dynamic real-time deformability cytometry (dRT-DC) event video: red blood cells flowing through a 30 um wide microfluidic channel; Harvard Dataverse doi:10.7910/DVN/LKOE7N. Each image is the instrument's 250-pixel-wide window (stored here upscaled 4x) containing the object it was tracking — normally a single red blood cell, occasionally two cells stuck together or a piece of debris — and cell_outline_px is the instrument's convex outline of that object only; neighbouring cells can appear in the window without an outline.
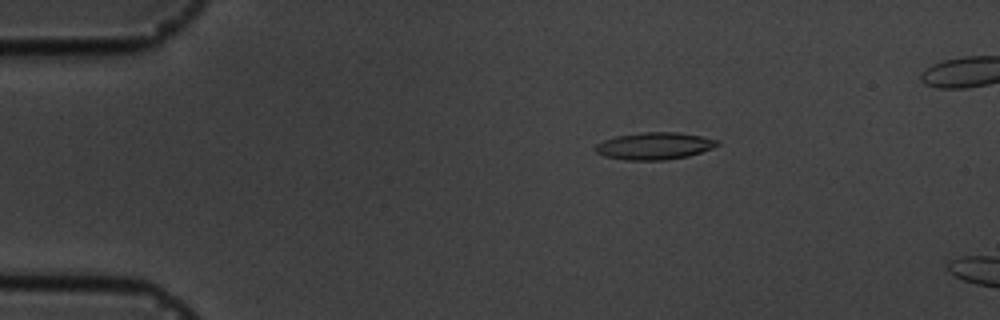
{"species": "common noctule bat (a hibernating species)", "species_latin": "Nyctalus noctula", "temperature_condition": "cold", "stored_images_in_passage": 4, "camera_frame_rate_fps": 3000, "um_per_image_px": 0.085, "animal": {"sex": "male", "body_mass_g": 19.5, "forearm_length_mm": 54.6}, "frame": {"image": 1, "passage_image": 2, "time_ms": 1.0, "image_size_px": [1000, 320], "cell_outline_px": [[720, 144], [712, 148], [688, 156], [664, 160], [628, 160], [604, 156], [596, 152], [592, 148], [596, 144], [604, 140], [616, 136], [640, 132], [680, 132], [720, 140]], "centroid_in_image_um": [55.61, 12.4], "position_along_channel_um": 29.4, "area_um2": 19.36}}